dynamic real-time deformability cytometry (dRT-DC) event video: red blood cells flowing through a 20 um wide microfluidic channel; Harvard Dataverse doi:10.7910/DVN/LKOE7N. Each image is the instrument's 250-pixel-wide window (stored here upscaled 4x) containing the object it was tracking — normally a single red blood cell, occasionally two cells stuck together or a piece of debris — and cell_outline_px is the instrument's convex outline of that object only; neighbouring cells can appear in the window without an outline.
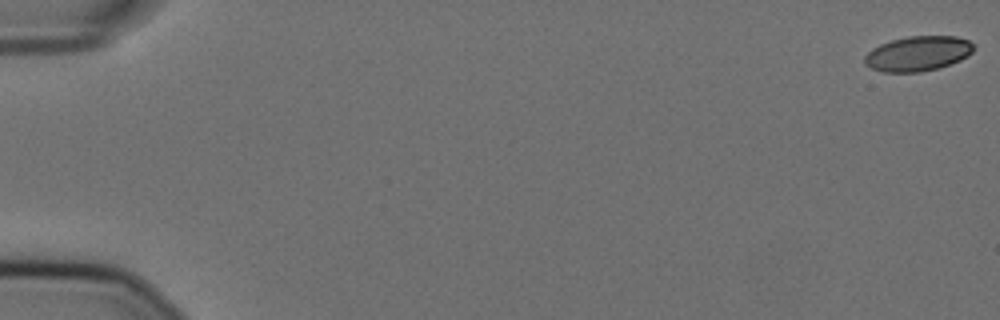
{"species": "Egyptian fruit bat (a non-hibernating species)", "species_latin": "Rousettus aegyptiacus", "temperature_condition": "cold", "stored_images_in_passage": 5, "camera_frame_rate_fps": 3000, "um_per_image_px": 0.085, "animal": {"sex": "female"}, "frame": {"image": 1, "passage_image": 1, "time_ms": 0.0, "image_size_px": [1000, 320], "cell_outline_px": [[976, 48], [968, 56], [960, 60], [936, 68], [920, 72], [884, 72], [872, 68], [864, 64], [864, 56], [872, 48], [880, 44], [892, 40], [908, 36], [956, 36], [968, 40]], "centroid_in_image_um": [78.01, 4.55], "position_along_channel_um": 7.0, "area_um2": 22.14}}